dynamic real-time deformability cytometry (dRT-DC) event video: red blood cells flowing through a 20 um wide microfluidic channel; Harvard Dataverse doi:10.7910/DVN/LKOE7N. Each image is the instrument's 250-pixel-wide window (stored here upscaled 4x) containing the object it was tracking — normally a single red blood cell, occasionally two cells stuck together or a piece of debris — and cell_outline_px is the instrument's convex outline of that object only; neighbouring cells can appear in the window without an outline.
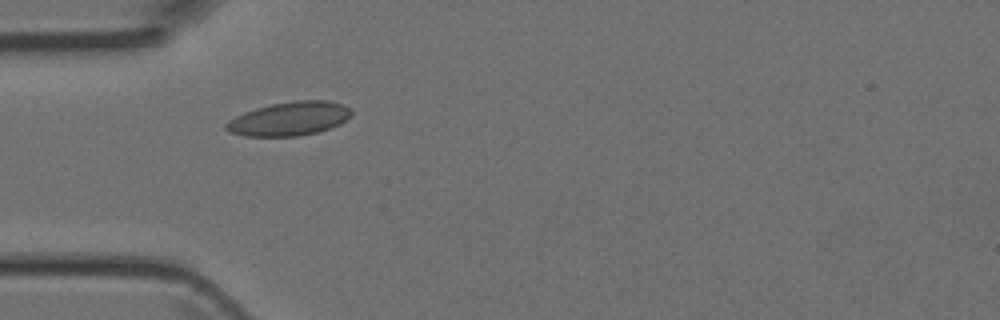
{"species": "Egyptian fruit bat (a non-hibernating species)", "species_latin": "Rousettus aegyptiacus", "temperature_condition": "room temperature", "stored_images_in_passage": 4, "camera_frame_rate_fps": 3000, "um_per_image_px": 0.085, "animal": {"sex": "female"}, "frame": {"image": 1, "passage_image": 3, "time_ms": 0.667, "image_size_px": [1000, 320], "cell_outline_px": [[352, 116], [340, 124], [316, 132], [296, 136], [244, 136], [228, 132], [224, 128], [224, 124], [236, 116], [244, 112], [256, 108], [272, 104], [296, 100], [328, 100], [344, 104], [352, 112]], "centroid_in_image_um": [24.59, 10.09], "position_along_channel_um": 60.4, "area_um2": 24.68}}
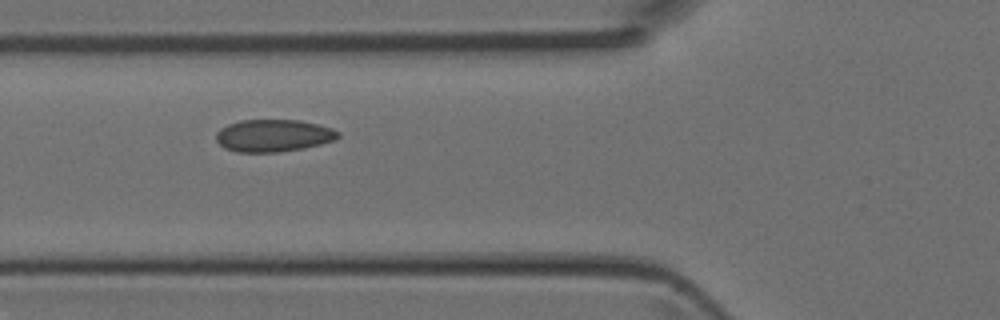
{"frame": {"image": 2, "passage_image": 4, "time_ms": 1.0, "image_size_px": [1000, 320], "cell_outline_px": [[340, 136], [336, 140], [304, 148], [276, 152], [236, 152], [224, 148], [216, 140], [216, 132], [220, 128], [228, 124], [240, 120], [300, 120], [332, 128], [340, 132]], "centroid_in_image_um": [23.23, 11.52], "position_along_channel_um": 102.6, "area_um2": 23.06}}